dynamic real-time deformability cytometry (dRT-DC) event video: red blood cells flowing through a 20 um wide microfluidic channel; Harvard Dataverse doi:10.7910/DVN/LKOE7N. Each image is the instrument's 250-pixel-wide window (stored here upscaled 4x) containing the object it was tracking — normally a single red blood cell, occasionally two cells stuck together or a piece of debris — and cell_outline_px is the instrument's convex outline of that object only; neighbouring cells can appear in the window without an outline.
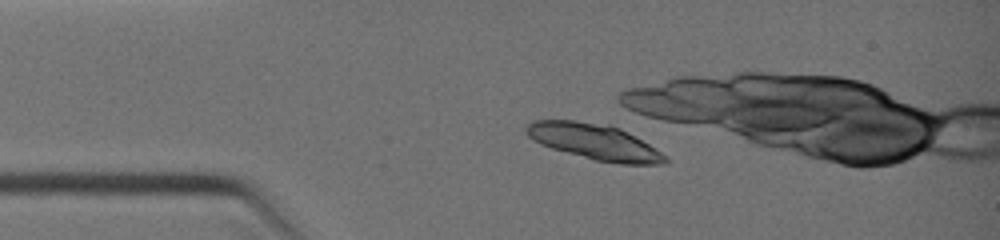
{"species": "common noctule bat (a hibernating species)", "species_latin": "Nyctalus noctula", "temperature_condition": "warm", "stored_images_in_passage": 20, "camera_frame_rate_fps": 3000, "um_per_image_px": 0.085, "animal": {"sex": "female", "body_mass_g": 19.0, "forearm_length_mm": 51.5}, "frame": {"image": 1, "passage_image": 9, "time_ms": 1.667, "image_size_px": [1000, 240], "cell_outline_px": [[668, 160], [664, 164], [620, 164], [596, 160], [552, 148], [540, 144], [532, 140], [528, 136], [524, 128], [532, 120], [576, 120], [608, 124], [620, 128], [628, 132], [648, 144], [660, 152]], "centroid_in_image_um": [50.48, 12.03], "position_along_channel_um": 34.5, "area_um2": 28.78}}